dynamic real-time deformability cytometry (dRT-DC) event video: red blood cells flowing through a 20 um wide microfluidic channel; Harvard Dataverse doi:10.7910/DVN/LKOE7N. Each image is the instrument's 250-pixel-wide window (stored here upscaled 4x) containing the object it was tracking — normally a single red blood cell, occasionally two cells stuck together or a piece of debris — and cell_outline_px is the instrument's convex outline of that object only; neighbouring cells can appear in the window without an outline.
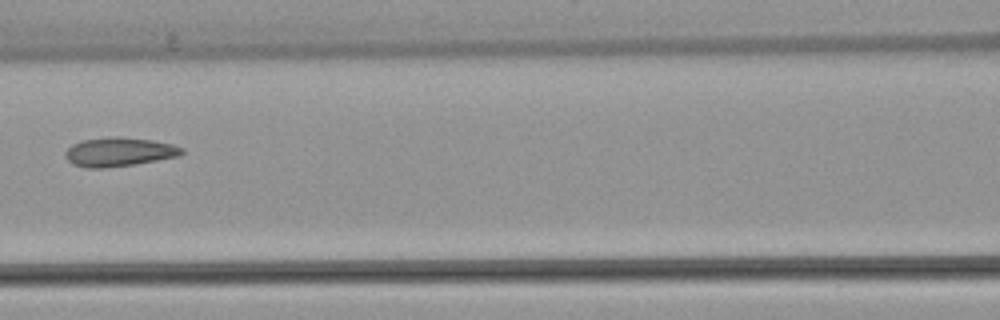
{"species": "common noctule bat (a hibernating species)", "species_latin": "Nyctalus noctula", "temperature_condition": "warm", "stored_images_in_passage": 6, "camera_frame_rate_fps": 3000, "um_per_image_px": 0.085, "animal": {"sex": "female", "body_mass_g": 22.7, "forearm_length_mm": 54.2}, "frame": {"image": 1, "passage_image": 6, "time_ms": 7.0, "image_size_px": [1000, 320], "cell_outline_px": [[184, 152], [176, 156], [136, 164], [104, 168], [84, 168], [72, 164], [64, 156], [64, 152], [72, 144], [84, 140], [116, 136], [152, 140], [172, 144], [184, 148]], "centroid_in_image_um": [10.08, 12.92], "position_along_channel_um": 156.5, "area_um2": 19.59}}